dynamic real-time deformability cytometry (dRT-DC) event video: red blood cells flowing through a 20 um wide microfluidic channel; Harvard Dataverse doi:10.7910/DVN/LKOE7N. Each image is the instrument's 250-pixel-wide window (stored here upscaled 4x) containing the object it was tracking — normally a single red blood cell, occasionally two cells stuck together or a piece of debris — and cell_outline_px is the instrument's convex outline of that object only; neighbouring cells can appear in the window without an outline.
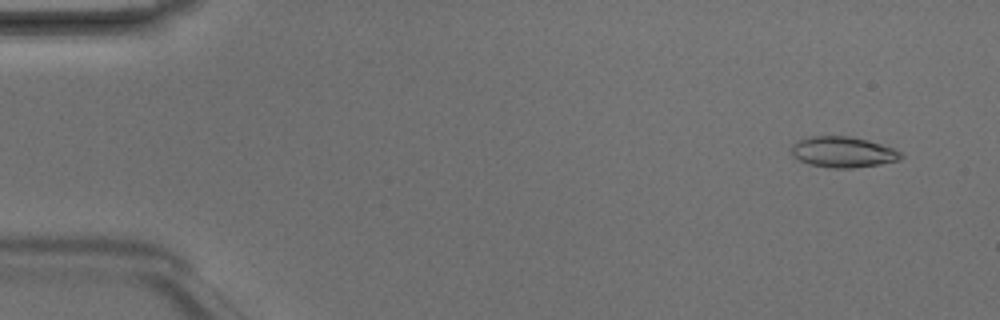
{"species": "Egyptian fruit bat (a non-hibernating species)", "species_latin": "Rousettus aegyptiacus", "temperature_condition": "room temperature", "stored_images_in_passage": 4, "camera_frame_rate_fps": 3000, "um_per_image_px": 0.085, "animal": {"sex": "male"}, "frame": {"image": 1, "passage_image": 1, "time_ms": 0.0, "image_size_px": [1000, 320], "cell_outline_px": [[904, 156], [900, 160], [880, 164], [852, 168], [828, 168], [812, 164], [800, 160], [792, 156], [792, 144], [808, 136], [848, 136], [868, 140], [892, 148], [900, 152]], "centroid_in_image_um": [71.66, 12.92], "position_along_channel_um": 13.3, "area_um2": 19.54}}
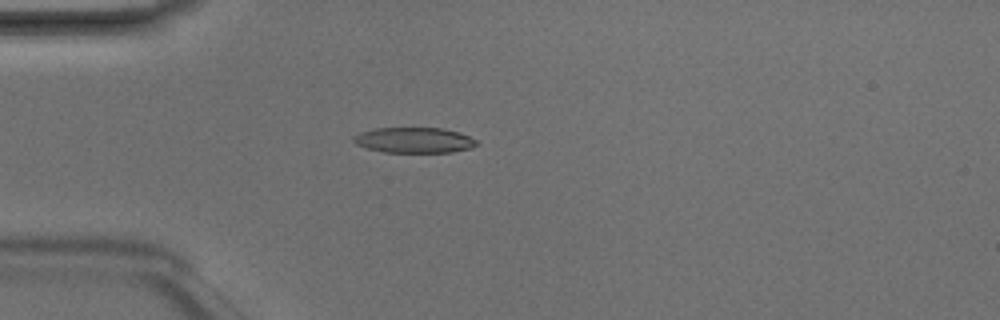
{"frame": {"image": 2, "passage_image": 4, "time_ms": 1.0, "image_size_px": [1000, 320], "cell_outline_px": [[476, 144], [472, 148], [452, 152], [384, 152], [368, 148], [356, 144], [352, 140], [352, 136], [360, 132], [376, 128], [440, 128], [460, 132], [476, 140]], "centroid_in_image_um": [35.18, 11.91], "position_along_channel_um": 49.8, "area_um2": 18.21}}